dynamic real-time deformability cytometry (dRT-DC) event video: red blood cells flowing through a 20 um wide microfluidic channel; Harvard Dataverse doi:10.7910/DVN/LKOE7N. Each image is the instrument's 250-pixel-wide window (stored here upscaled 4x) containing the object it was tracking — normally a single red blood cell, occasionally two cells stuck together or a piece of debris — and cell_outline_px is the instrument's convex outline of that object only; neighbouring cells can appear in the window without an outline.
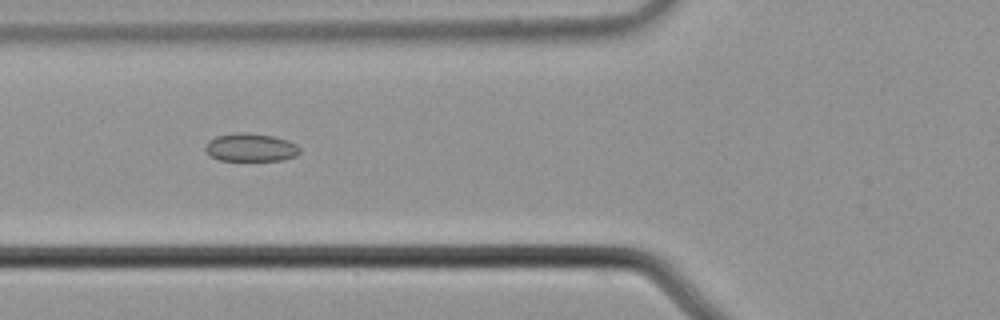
{"species": "common noctule bat (a hibernating species)", "species_latin": "Nyctalus noctula", "temperature_condition": "cold", "stored_images_in_passage": 5, "camera_frame_rate_fps": 3000, "um_per_image_px": 0.085, "animal": {"sex": "male", "body_mass_g": 21.5, "forearm_length_mm": 52.0}, "frame": {"image": 1, "passage_image": 5, "time_ms": 1.333, "image_size_px": [1000, 320], "cell_outline_px": [[300, 152], [296, 156], [284, 160], [220, 160], [212, 156], [204, 148], [208, 140], [216, 136], [236, 132], [244, 132], [272, 136], [288, 140], [296, 144], [300, 148]], "centroid_in_image_um": [21.32, 12.52], "position_along_channel_um": 104.5, "area_um2": 15.43}}